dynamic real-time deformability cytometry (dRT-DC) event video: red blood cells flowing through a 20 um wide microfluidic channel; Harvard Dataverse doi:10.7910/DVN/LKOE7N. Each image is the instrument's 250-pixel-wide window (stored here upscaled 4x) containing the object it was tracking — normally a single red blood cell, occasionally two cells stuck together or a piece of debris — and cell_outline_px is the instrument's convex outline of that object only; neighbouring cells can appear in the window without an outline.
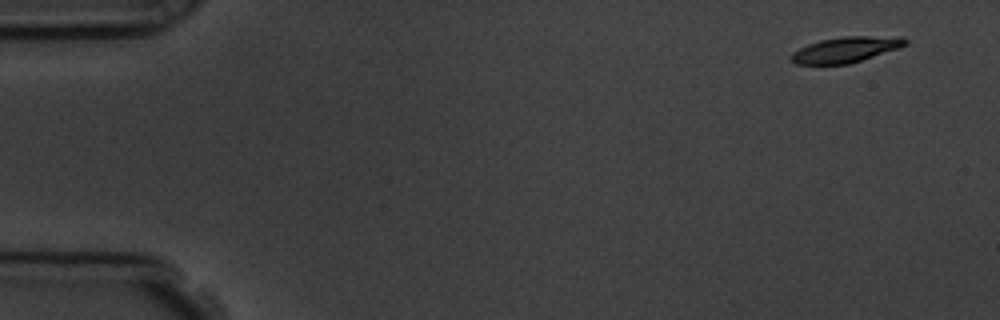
{"species": "common noctule bat (a hibernating species)", "species_latin": "Nyctalus noctula", "temperature_condition": "room temperature", "stored_images_in_passage": 15, "camera_frame_rate_fps": 3000, "um_per_image_px": 0.085, "animal": {"sex": "male", "body_mass_g": 19.5, "forearm_length_mm": 54.6}, "frame": {"image": 1, "passage_image": 1, "time_ms": 0.0, "image_size_px": [1000, 320], "cell_outline_px": [[908, 44], [848, 64], [796, 64], [792, 60], [792, 52], [808, 44], [820, 40], [844, 36], [904, 36], [908, 40]], "centroid_in_image_um": [71.91, 4.19], "position_along_channel_um": 13.1, "area_um2": 16.76}}
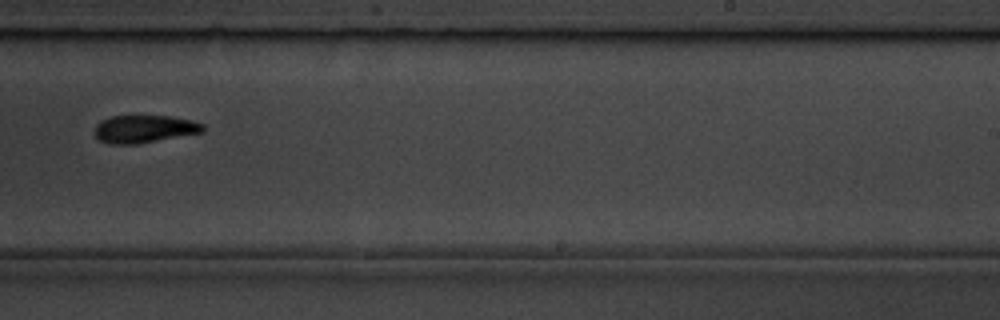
{"frame": {"image": 2, "passage_image": 10, "time_ms": 10.333, "image_size_px": [1000, 320], "cell_outline_px": [[204, 132], [136, 144], [108, 144], [100, 140], [92, 132], [96, 124], [100, 120], [112, 116], [172, 116], [192, 120], [204, 124]], "centroid_in_image_um": [12.24, 10.96], "position_along_channel_um": 276.8, "area_um2": 17.63}}
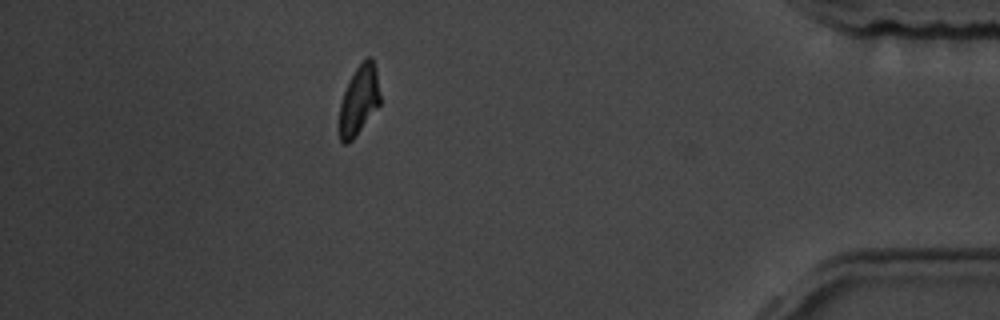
{"frame": {"image": 3, "passage_image": 14, "time_ms": 15.0, "image_size_px": [1000, 320], "cell_outline_px": [[380, 104], [352, 140], [348, 144], [344, 144], [340, 140], [340, 104], [344, 92], [356, 68], [368, 56], [372, 56], [376, 68], [380, 96]], "centroid_in_image_um": [30.53, 8.51], "position_along_channel_um": 404.7, "area_um2": 16.13}, "authors_computed_cell_mechanics": {"area_um2": 17.8602, "velocity_mm_per_s": 3.7288, "shape_relaxation_time_tau1_ms": 2.6698, "shape_relaxation_time_tau2_ms": null, "deformation_change_tau1": 0.1149, "deformation_change_tau2": null}}